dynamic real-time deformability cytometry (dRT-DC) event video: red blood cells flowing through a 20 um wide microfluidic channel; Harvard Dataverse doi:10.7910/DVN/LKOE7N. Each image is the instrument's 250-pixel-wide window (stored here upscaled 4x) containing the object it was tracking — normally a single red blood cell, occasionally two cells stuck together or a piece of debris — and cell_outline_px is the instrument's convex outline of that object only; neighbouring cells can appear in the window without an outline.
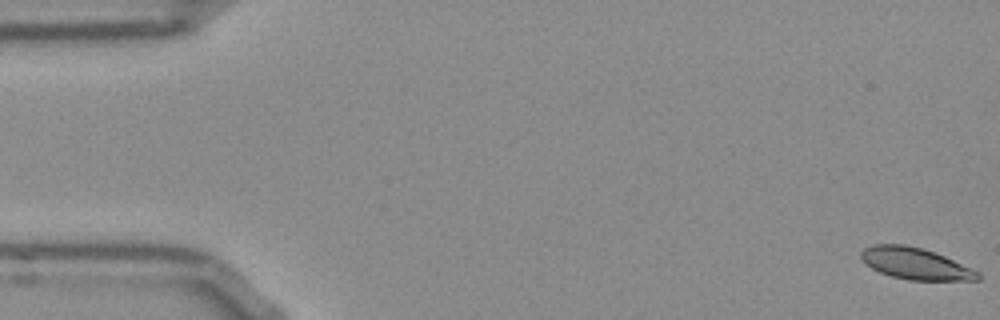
{"species": "Egyptian fruit bat (a non-hibernating species)", "species_latin": "Rousettus aegyptiacus", "temperature_condition": "room temperature", "stored_images_in_passage": 54, "camera_frame_rate_fps": 3000, "um_per_image_px": 0.085, "frame": {"image": 1, "passage_image": 1, "time_ms": 0.0, "image_size_px": [1000, 320], "cell_outline_px": [[980, 280], [908, 280], [892, 276], [880, 272], [864, 264], [860, 256], [860, 252], [864, 248], [872, 244], [904, 244], [924, 248], [944, 256], [972, 268], [980, 272]], "centroid_in_image_um": [77.79, 22.39], "position_along_channel_um": 7.2, "area_um2": 21.62}}
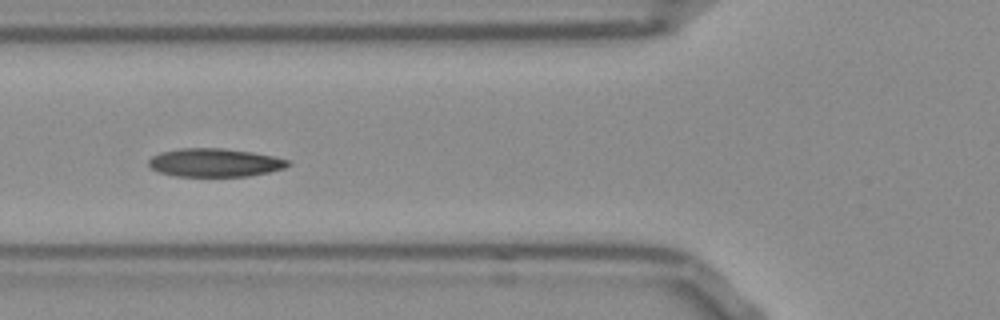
{"frame": {"image": 2, "passage_image": 20, "time_ms": 6.333, "image_size_px": [1000, 320], "cell_outline_px": [[292, 164], [284, 168], [268, 172], [248, 176], [176, 176], [160, 172], [152, 168], [148, 164], [148, 160], [152, 156], [160, 152], [180, 148], [224, 148], [252, 152], [292, 160]], "centroid_in_image_um": [18.28, 13.81], "position_along_channel_um": 107.5, "area_um2": 23.06}}
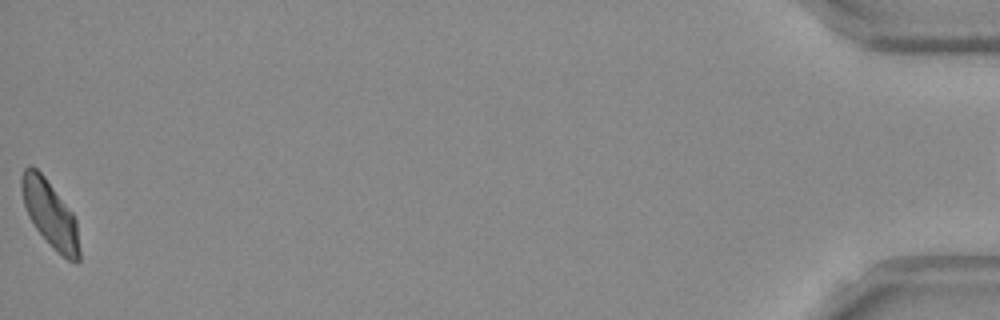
{"frame": {"image": 3, "passage_image": 54, "time_ms": 17.667, "image_size_px": [1000, 320], "cell_outline_px": [[80, 260], [76, 264], [68, 260], [36, 228], [28, 216], [24, 204], [20, 188], [20, 180], [24, 168], [28, 164], [32, 164], [44, 176], [72, 212], [76, 220], [80, 248]], "centroid_in_image_um": [4.25, 18.14], "position_along_channel_um": 431.0, "area_um2": 22.14}, "authors_computed_cell_mechanics": {"area_um2": 22.7154, "velocity_mm_per_s": 3.766, "shape_relaxation_time_tau1_ms": 5.7291, "shape_relaxation_time_tau2_ms": null, "deformation_change_tau1": 0.129, "deformation_change_tau2": null}}